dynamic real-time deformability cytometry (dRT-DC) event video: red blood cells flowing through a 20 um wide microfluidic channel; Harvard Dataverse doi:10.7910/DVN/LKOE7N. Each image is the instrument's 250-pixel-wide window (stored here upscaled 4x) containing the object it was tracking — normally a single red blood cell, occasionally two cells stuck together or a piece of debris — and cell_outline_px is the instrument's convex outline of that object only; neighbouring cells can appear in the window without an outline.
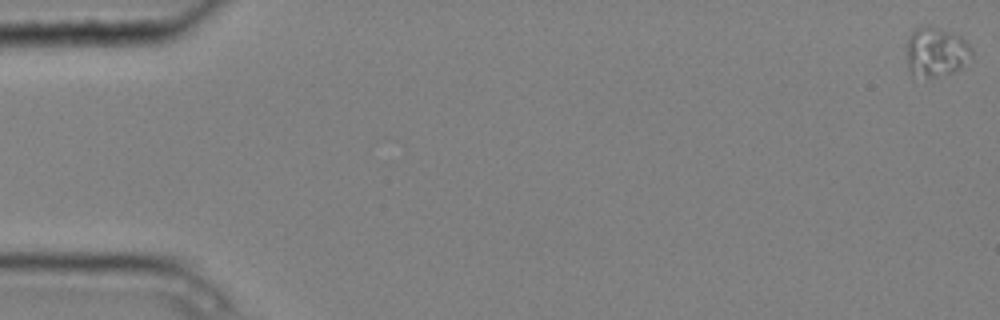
{"species": "common noctule bat (a hibernating species)", "species_latin": "Nyctalus noctula", "temperature_condition": "cold", "stored_images_in_passage": 5, "camera_frame_rate_fps": 3000, "um_per_image_px": 0.085, "animal": {"sex": "male", "body_mass_g": 20.4}, "frame": {"image": 1, "passage_image": 1, "time_ms": 0.0, "image_size_px": [1000, 320], "cell_outline_px": [[972, 56], [960, 68], [952, 72], [912, 80], [908, 68], [908, 36], [916, 28], [924, 24], [932, 24], [960, 36], [972, 48]], "centroid_in_image_um": [79.53, 4.4], "position_along_channel_um": 5.5, "area_um2": 19.07}}
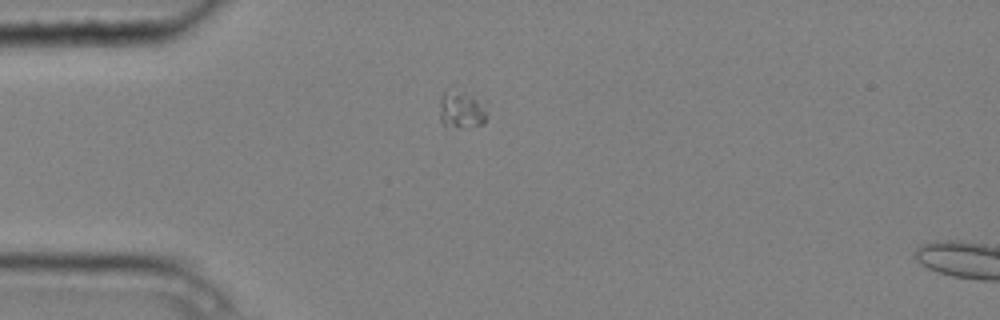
{"frame": {"image": 2, "passage_image": 5, "time_ms": 1.333, "image_size_px": [1000, 320], "cell_outline_px": [[488, 112], [484, 124], [460, 128], [444, 128], [440, 120], [440, 96], [444, 88], [464, 92], [488, 100]], "centroid_in_image_um": [39.27, 9.3], "position_along_channel_um": 45.7, "area_um2": 11.33}}